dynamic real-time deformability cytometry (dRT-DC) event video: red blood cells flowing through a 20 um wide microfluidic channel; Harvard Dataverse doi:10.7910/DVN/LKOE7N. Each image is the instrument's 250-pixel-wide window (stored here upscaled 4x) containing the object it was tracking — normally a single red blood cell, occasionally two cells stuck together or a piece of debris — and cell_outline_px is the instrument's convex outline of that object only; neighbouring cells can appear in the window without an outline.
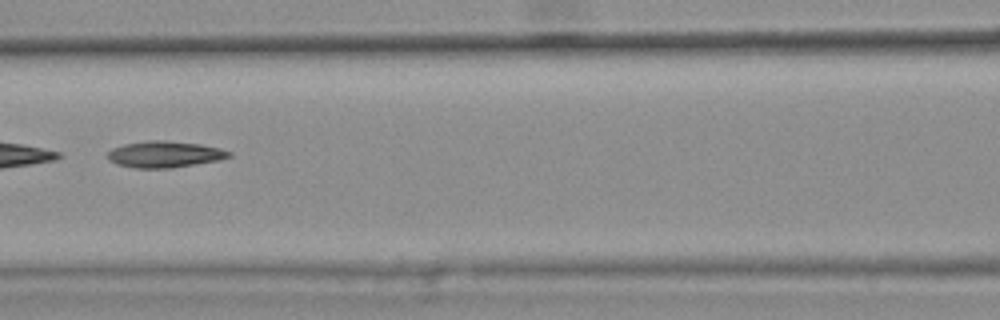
{"species": "common noctule bat (a hibernating species)", "species_latin": "Nyctalus noctula", "temperature_condition": "warm", "stored_images_in_passage": 6, "camera_frame_rate_fps": 3000, "um_per_image_px": 0.085, "animal": {"sex": "female", "body_mass_g": 25.1}, "frame": {"image": 1, "passage_image": 3, "time_ms": 0.667, "image_size_px": [1000, 320], "cell_outline_px": [[232, 156], [216, 160], [168, 168], [136, 168], [116, 164], [108, 160], [108, 152], [112, 148], [124, 144], [148, 140], [164, 140], [200, 144], [220, 148], [232, 152]], "centroid_in_image_um": [13.96, 13.1], "position_along_channel_um": 152.6, "area_um2": 18.5}}